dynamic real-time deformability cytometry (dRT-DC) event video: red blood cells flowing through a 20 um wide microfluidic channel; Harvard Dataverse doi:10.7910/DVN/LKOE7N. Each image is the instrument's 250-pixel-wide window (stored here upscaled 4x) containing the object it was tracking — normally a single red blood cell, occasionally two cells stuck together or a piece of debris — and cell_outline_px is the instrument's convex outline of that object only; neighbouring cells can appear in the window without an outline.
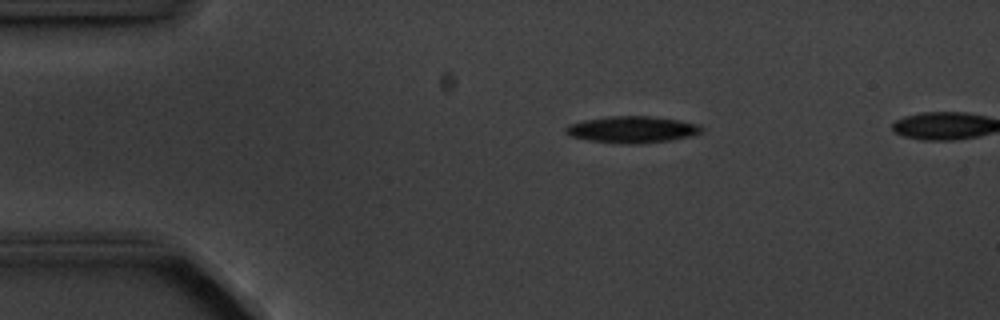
{"species": "common noctule bat (a hibernating species)", "species_latin": "Nyctalus noctula", "temperature_condition": "cold", "stored_images_in_passage": 10, "camera_frame_rate_fps": 3000, "um_per_image_px": 0.085, "animal": {"sex": "male", "body_mass_g": 20.1, "forearm_length_mm": 53.5}, "frame": {"image": 1, "passage_image": 2, "time_ms": 1.333, "image_size_px": [1000, 320], "cell_outline_px": [[704, 132], [688, 136], [668, 140], [636, 144], [628, 144], [588, 140], [572, 136], [564, 132], [564, 128], [568, 124], [584, 120], [608, 116], [652, 116], [680, 120], [700, 124], [704, 128]], "centroid_in_image_um": [53.75, 10.99], "position_along_channel_um": 31.3, "area_um2": 21.1}}
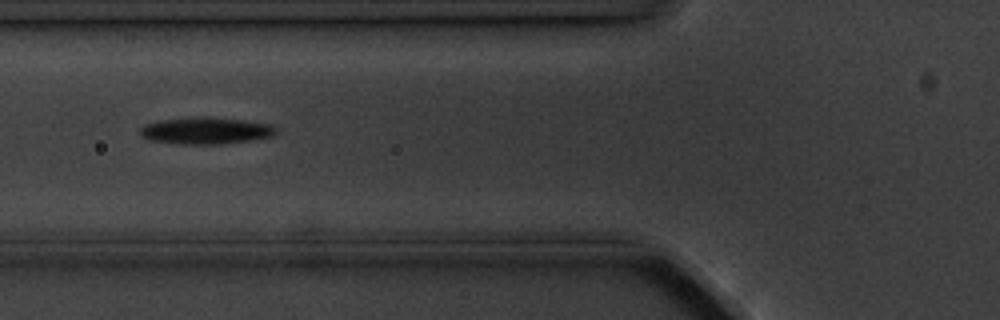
{"frame": {"image": 2, "passage_image": 5, "time_ms": 4.667, "image_size_px": [1000, 320], "cell_outline_px": [[276, 132], [272, 136], [252, 140], [224, 144], [180, 144], [152, 140], [140, 136], [140, 128], [144, 124], [160, 120], [212, 116], [244, 120], [268, 124], [276, 128]], "centroid_in_image_um": [17.49, 11.11], "position_along_channel_um": 108.3, "area_um2": 21.21}}